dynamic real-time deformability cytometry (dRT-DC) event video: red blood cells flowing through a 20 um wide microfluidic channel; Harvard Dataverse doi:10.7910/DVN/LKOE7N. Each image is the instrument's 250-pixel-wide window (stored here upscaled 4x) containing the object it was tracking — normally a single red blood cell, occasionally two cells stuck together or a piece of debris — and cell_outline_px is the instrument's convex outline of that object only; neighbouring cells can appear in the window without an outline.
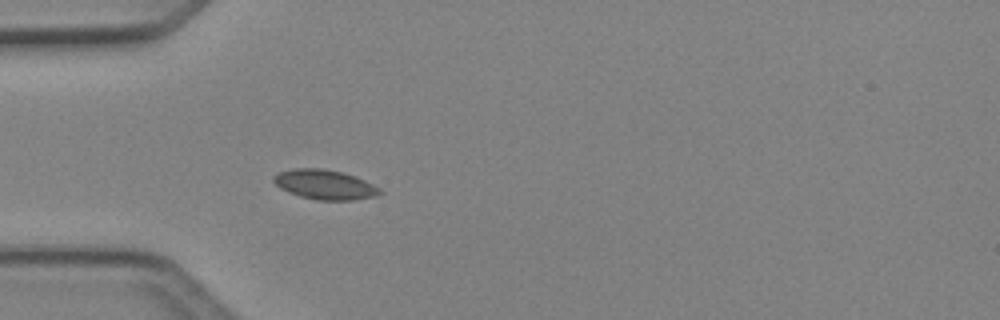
{"species": "Egyptian fruit bat (a non-hibernating species)", "species_latin": "Rousettus aegyptiacus", "temperature_condition": "cold", "stored_images_in_passage": 4, "camera_frame_rate_fps": 3000, "um_per_image_px": 0.085, "animal": {"sex": "female"}, "frame": {"image": 1, "passage_image": 4, "time_ms": 1.0, "image_size_px": [1000, 320], "cell_outline_px": [[384, 192], [376, 196], [352, 200], [316, 200], [300, 196], [288, 192], [280, 188], [272, 180], [272, 176], [280, 172], [292, 168], [320, 168], [344, 172], [356, 176], [380, 188]], "centroid_in_image_um": [27.61, 15.68], "position_along_channel_um": 57.4, "area_um2": 18.5}}